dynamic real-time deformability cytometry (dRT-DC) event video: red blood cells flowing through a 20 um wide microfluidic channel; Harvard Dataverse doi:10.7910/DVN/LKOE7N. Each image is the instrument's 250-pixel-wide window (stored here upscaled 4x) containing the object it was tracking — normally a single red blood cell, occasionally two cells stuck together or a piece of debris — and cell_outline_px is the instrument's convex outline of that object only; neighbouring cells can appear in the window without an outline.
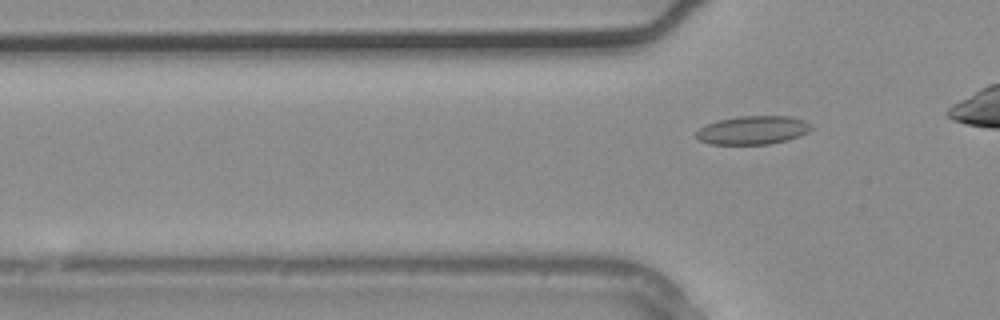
{"species": "common noctule bat (a hibernating species)", "species_latin": "Nyctalus noctula", "temperature_condition": "warm", "stored_images_in_passage": 3, "camera_frame_rate_fps": 3000, "um_per_image_px": 0.085, "animal": {"sex": "male", "body_mass_g": 20.4}, "frame": {"image": 1, "passage_image": 3, "time_ms": 0.667, "image_size_px": [1000, 320], "cell_outline_px": [[812, 128], [808, 132], [800, 136], [788, 140], [768, 144], [708, 144], [700, 140], [696, 136], [696, 132], [700, 128], [716, 120], [740, 116], [788, 116], [804, 120], [812, 124]], "centroid_in_image_um": [64.01, 11.06], "position_along_channel_um": 61.8, "area_um2": 19.13}}